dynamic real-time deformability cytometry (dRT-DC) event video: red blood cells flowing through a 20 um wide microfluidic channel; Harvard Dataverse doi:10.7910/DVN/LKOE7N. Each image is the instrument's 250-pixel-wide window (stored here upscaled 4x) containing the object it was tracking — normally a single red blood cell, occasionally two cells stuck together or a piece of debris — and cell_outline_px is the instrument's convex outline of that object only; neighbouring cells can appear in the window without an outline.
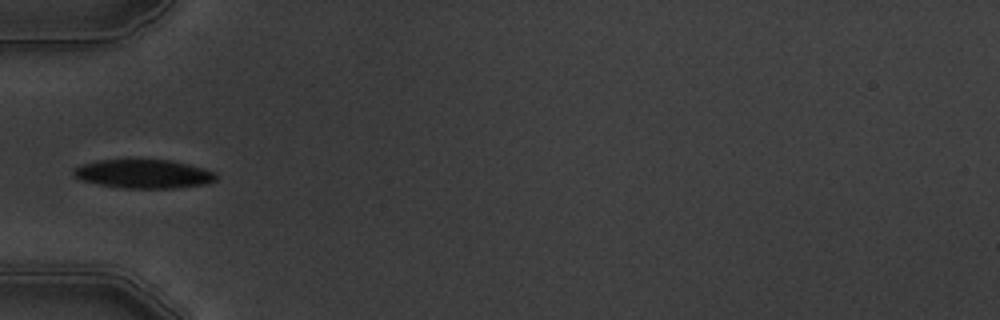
{"species": "common noctule bat (a hibernating species)", "species_latin": "Nyctalus noctula", "temperature_condition": "warm", "stored_images_in_passage": 5, "camera_frame_rate_fps": 3000, "um_per_image_px": 0.085, "animal": {"sex": "male", "body_mass_g": 19.5, "forearm_length_mm": 54.6}, "frame": {"image": 1, "passage_image": 5, "time_ms": 5.333, "image_size_px": [1000, 320], "cell_outline_px": [[216, 180], [208, 184], [176, 188], [124, 188], [100, 184], [80, 180], [72, 176], [72, 168], [84, 164], [100, 160], [172, 160], [188, 164], [216, 172]], "centroid_in_image_um": [12.21, 14.78], "position_along_channel_um": 72.8, "area_um2": 23.93}}